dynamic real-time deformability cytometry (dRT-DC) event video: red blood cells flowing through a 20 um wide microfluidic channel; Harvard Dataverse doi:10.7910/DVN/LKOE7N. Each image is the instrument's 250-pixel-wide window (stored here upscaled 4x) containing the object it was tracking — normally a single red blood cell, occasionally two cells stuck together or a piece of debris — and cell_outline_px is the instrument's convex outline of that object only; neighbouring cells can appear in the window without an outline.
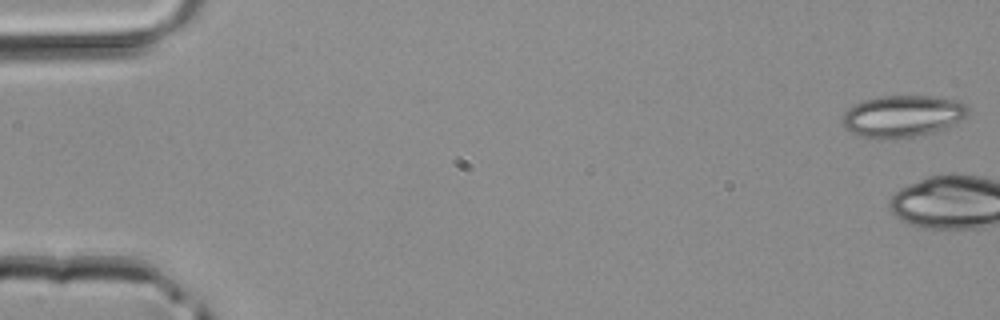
{"species": "common noctule bat (a hibernating species)", "species_latin": "Nyctalus noctula", "temperature_condition": "room temperature", "stored_images_in_passage": 4, "camera_frame_rate_fps": 3000, "um_per_image_px": 0.085, "animal": {"sex": "male", "body_mass_g": 20.4}, "frame": {"image": 1, "passage_image": 1, "time_ms": 0.0, "image_size_px": [1000, 320], "cell_outline_px": [[968, 112], [960, 120], [944, 128], [932, 132], [912, 136], [856, 136], [844, 128], [844, 112], [852, 104], [864, 100], [880, 96], [928, 96], [960, 100], [968, 108]], "centroid_in_image_um": [76.7, 9.83], "position_along_channel_um": 8.3, "area_um2": 29.77}}